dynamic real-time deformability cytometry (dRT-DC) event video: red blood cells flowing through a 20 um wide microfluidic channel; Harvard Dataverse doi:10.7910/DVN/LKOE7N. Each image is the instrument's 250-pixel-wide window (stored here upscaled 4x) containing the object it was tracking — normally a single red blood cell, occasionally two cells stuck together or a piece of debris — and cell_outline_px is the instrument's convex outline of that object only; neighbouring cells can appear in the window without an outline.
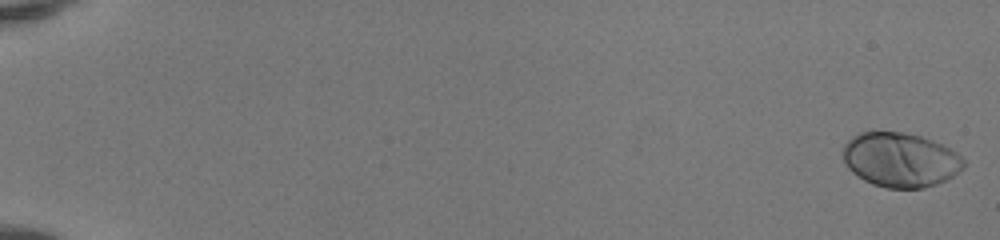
{"species": "human", "species_latin": "Homo sapiens", "temperature_condition": "room temperature", "stored_images_in_passage": 51, "camera_frame_rate_fps": 3000, "um_per_image_px": 0.085, "donor": {"sex": "female"}, "frame": {"image": 1, "passage_image": 1, "time_ms": 0.0, "image_size_px": [1000, 240], "cell_outline_px": [[964, 168], [952, 176], [936, 184], [924, 188], [888, 188], [872, 184], [864, 180], [852, 172], [848, 168], [844, 160], [844, 144], [852, 136], [860, 132], [904, 132], [920, 136], [932, 140], [956, 152], [964, 160]], "centroid_in_image_um": [76.52, 13.58], "position_along_channel_um": 8.5, "area_um2": 38.09}}
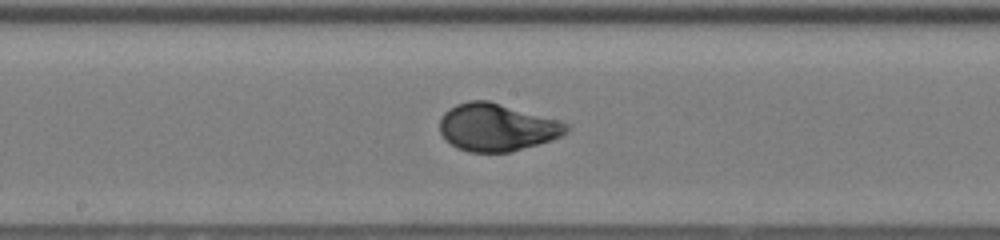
{"frame": {"image": 2, "passage_image": 30, "time_ms": 9.667, "image_size_px": [1000, 240], "cell_outline_px": [[568, 132], [552, 140], [512, 152], [468, 152], [456, 148], [444, 140], [440, 132], [440, 120], [444, 112], [448, 108], [456, 104], [468, 100], [488, 100], [556, 120], [568, 124]], "centroid_in_image_um": [42.18, 10.83], "position_along_channel_um": 206.0, "area_um2": 35.08}}
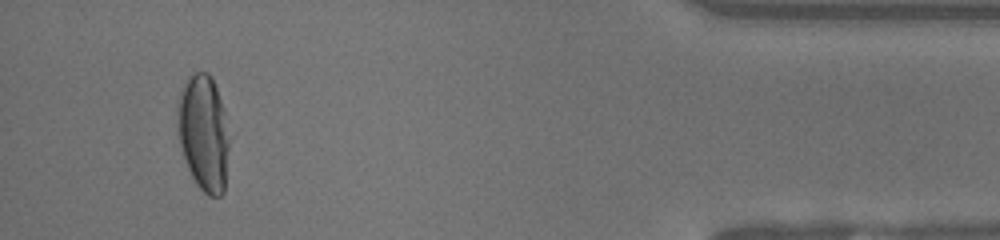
{"frame": {"image": 3, "passage_image": 49, "time_ms": 16.0, "image_size_px": [1000, 240], "cell_outline_px": [[228, 148], [224, 192], [220, 196], [208, 196], [196, 184], [188, 168], [180, 144], [180, 96], [184, 84], [188, 76], [196, 72], [208, 72], [212, 76], [224, 108], [228, 140]], "centroid_in_image_um": [17.35, 11.31], "position_along_channel_um": 417.9, "area_um2": 34.04}, "authors_computed_cell_mechanics": {"area_um2": 35.258, "velocity_mm_per_s": 4.1562, "shape_relaxation_time_tau1_ms": 3.2986, "shape_relaxation_time_tau2_ms": null, "deformation_change_tau1": 0.1779, "deformation_change_tau2": null}}